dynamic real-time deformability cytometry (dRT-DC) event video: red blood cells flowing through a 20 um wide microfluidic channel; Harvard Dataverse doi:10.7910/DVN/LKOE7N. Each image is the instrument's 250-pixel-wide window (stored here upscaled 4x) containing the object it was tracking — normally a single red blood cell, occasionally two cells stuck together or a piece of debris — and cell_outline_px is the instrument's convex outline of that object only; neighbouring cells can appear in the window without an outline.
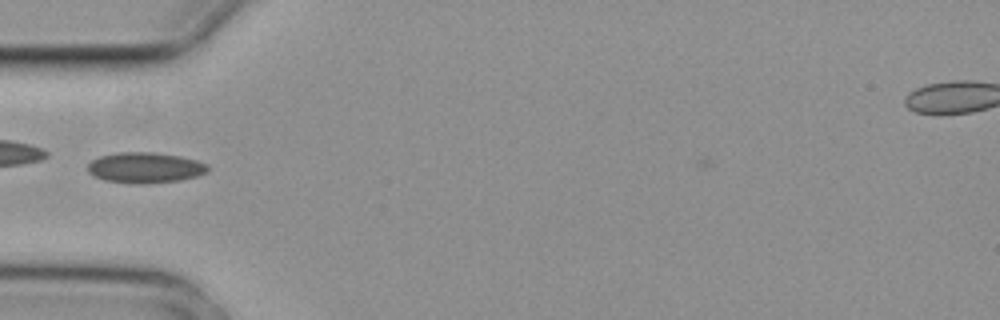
{"species": "common noctule bat (a hibernating species)", "species_latin": "Nyctalus noctula", "temperature_condition": "cold", "stored_images_in_passage": 2, "camera_frame_rate_fps": 3000, "um_per_image_px": 0.085, "animal": {"sex": "female", "body_mass_g": 29.2, "forearm_length_mm": 56.3}, "frame": {"image": 1, "passage_image": 1, "time_ms": 0.0, "image_size_px": [1000, 320], "cell_outline_px": [[208, 172], [196, 176], [180, 180], [140, 184], [136, 184], [104, 180], [92, 176], [88, 172], [88, 164], [92, 160], [100, 156], [116, 152], [152, 152], [180, 156], [196, 160], [208, 164]], "centroid_in_image_um": [12.31, 14.25], "position_along_channel_um": 72.7, "area_um2": 21.5}}
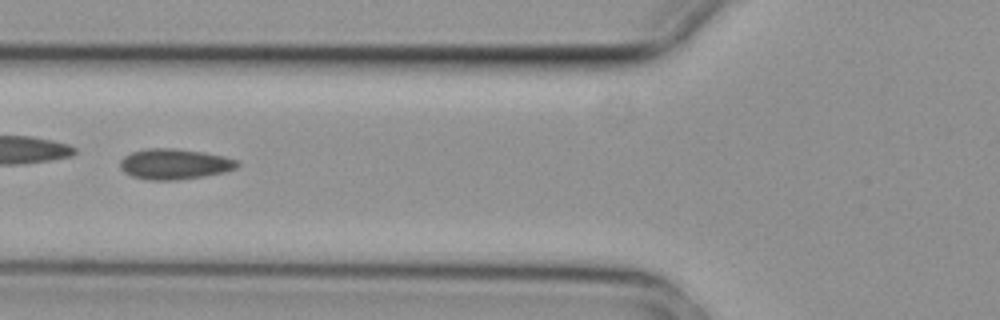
{"frame": {"image": 2, "passage_image": 2, "time_ms": 0.333, "image_size_px": [1000, 320], "cell_outline_px": [[240, 164], [236, 168], [224, 172], [204, 176], [176, 180], [148, 180], [132, 176], [124, 172], [120, 168], [120, 160], [124, 156], [132, 152], [148, 148], [172, 148], [204, 152], [224, 156], [240, 160]], "centroid_in_image_um": [14.85, 13.94], "position_along_channel_um": 111.0, "area_um2": 20.98}}